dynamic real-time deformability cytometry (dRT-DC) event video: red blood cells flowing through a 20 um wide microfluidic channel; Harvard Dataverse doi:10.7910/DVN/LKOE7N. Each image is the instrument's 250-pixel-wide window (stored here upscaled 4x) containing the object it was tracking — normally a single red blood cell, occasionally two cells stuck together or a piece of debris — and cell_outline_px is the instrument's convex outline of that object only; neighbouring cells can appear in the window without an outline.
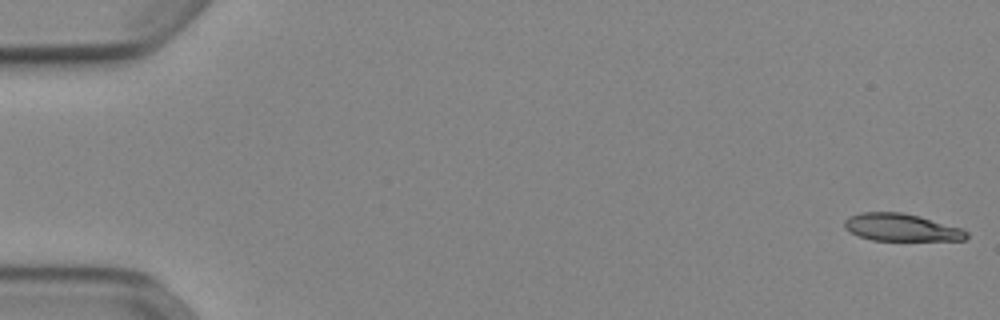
{"species": "Egyptian fruit bat (a non-hibernating species)", "species_latin": "Rousettus aegyptiacus", "temperature_condition": "cold", "stored_images_in_passage": 52, "camera_frame_rate_fps": 3000, "um_per_image_px": 0.085, "animal": {"sex": "female"}, "frame": {"image": 1, "passage_image": 1, "time_ms": 0.0, "image_size_px": [1000, 320], "cell_outline_px": [[968, 236], [964, 240], [872, 240], [860, 236], [844, 228], [844, 220], [848, 216], [860, 212], [900, 212], [920, 216], [960, 228], [968, 232]], "centroid_in_image_um": [76.58, 19.32], "position_along_channel_um": 8.4, "area_um2": 19.36}}
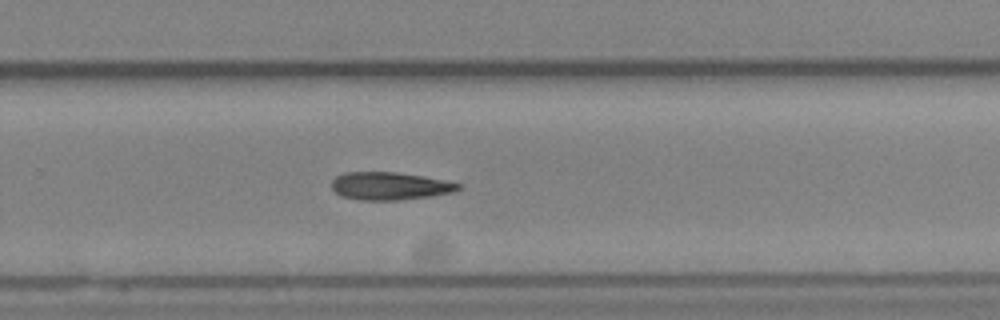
{"frame": {"image": 2, "passage_image": 35, "time_ms": 11.333, "image_size_px": [1000, 320], "cell_outline_px": [[460, 188], [456, 192], [432, 196], [396, 200], [360, 200], [340, 196], [332, 188], [332, 180], [336, 176], [344, 172], [396, 172], [424, 176], [444, 180], [460, 184]], "centroid_in_image_um": [33.13, 15.81], "position_along_channel_um": 296.7, "area_um2": 20.58}}
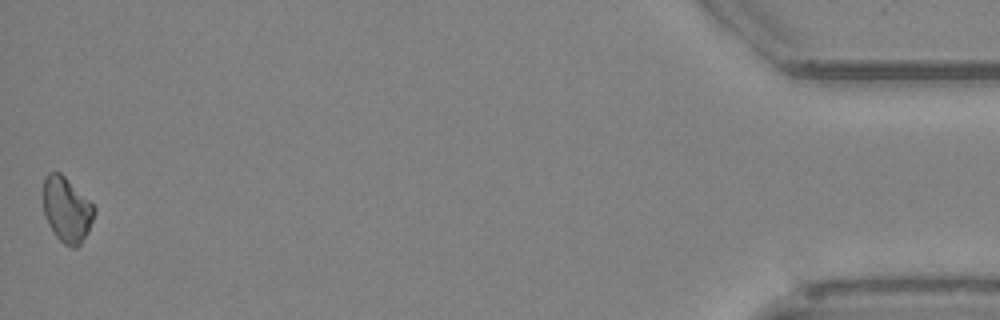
{"frame": {"image": 3, "passage_image": 52, "time_ms": 17.0, "image_size_px": [1000, 320], "cell_outline_px": [[96, 212], [88, 232], [80, 244], [76, 248], [72, 248], [64, 244], [56, 236], [48, 224], [44, 216], [44, 176], [48, 172], [60, 172], [96, 208]], "centroid_in_image_um": [5.67, 17.84], "position_along_channel_um": 429.5, "area_um2": 19.25}, "authors_computed_cell_mechanics": {"area_um2": 20.5768, "velocity_mm_per_s": 3.9128, "shape_relaxation_time_tau1_ms": 8.5091, "shape_relaxation_time_tau2_ms": null, "deformation_change_tau1": 0.141, "deformation_change_tau2": null}}